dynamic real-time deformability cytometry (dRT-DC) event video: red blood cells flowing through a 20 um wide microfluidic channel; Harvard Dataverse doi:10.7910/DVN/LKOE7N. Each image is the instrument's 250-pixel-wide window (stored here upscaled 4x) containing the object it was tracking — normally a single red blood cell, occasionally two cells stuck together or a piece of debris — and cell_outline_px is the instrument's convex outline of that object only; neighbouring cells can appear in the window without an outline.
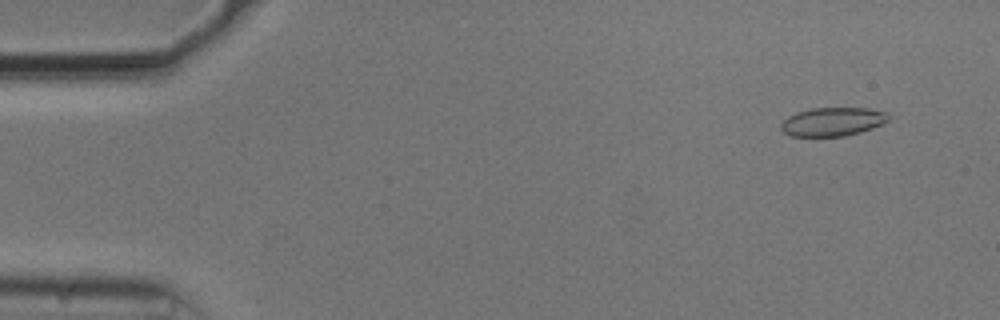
{"species": "common noctule bat (a hibernating species)", "species_latin": "Nyctalus noctula", "temperature_condition": "cold", "stored_images_in_passage": 54, "camera_frame_rate_fps": 3000, "um_per_image_px": 0.085, "animal": {"sex": "male", "body_mass_g": 20.5, "forearm_length_mm": 52.5}, "frame": {"image": 1, "passage_image": 4, "time_ms": 1.0, "image_size_px": [1000, 320], "cell_outline_px": [[888, 120], [884, 124], [860, 132], [844, 136], [792, 136], [784, 132], [780, 128], [780, 124], [788, 116], [796, 112], [812, 108], [868, 108], [884, 112], [888, 116]], "centroid_in_image_um": [70.75, 10.34], "position_along_channel_um": 14.2, "area_um2": 17.86}}
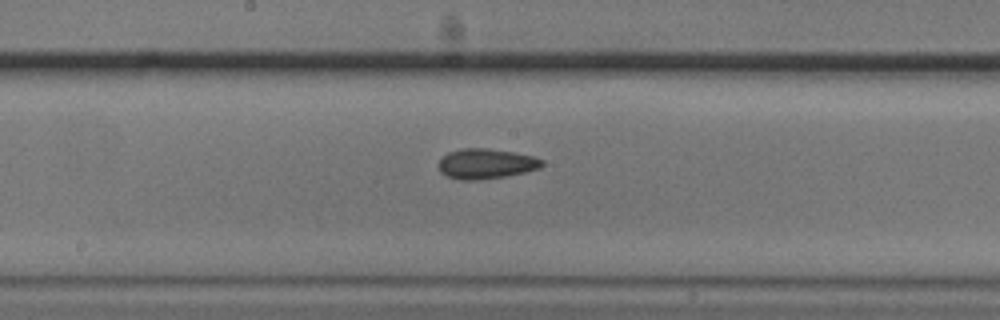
{"frame": {"image": 2, "passage_image": 28, "time_ms": 9.0, "image_size_px": [1000, 320], "cell_outline_px": [[544, 164], [540, 168], [524, 172], [504, 176], [480, 180], [460, 180], [448, 176], [440, 172], [440, 160], [448, 152], [460, 148], [488, 148], [512, 152], [532, 156], [544, 160]], "centroid_in_image_um": [41.32, 13.91], "position_along_channel_um": 206.9, "area_um2": 18.03}}
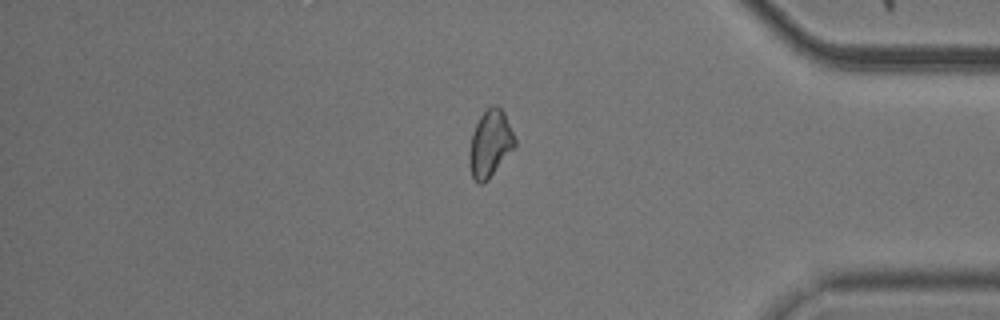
{"frame": {"image": 3, "passage_image": 45, "time_ms": 14.667, "image_size_px": [1000, 320], "cell_outline_px": [[516, 144], [488, 180], [480, 184], [472, 176], [468, 164], [468, 152], [472, 132], [480, 116], [492, 104], [496, 104], [504, 112], [516, 140]], "centroid_in_image_um": [41.63, 12.2], "position_along_channel_um": 393.6, "area_um2": 17.63}, "authors_computed_cell_mechanics": {"area_um2": 17.918, "velocity_mm_per_s": 3.7489, "shape_relaxation_time_tau1_ms": 8.4362, "shape_relaxation_time_tau2_ms": 3.2625, "deformation_change_tau1": 0.0852, "deformation_change_tau2": 0.0694}}